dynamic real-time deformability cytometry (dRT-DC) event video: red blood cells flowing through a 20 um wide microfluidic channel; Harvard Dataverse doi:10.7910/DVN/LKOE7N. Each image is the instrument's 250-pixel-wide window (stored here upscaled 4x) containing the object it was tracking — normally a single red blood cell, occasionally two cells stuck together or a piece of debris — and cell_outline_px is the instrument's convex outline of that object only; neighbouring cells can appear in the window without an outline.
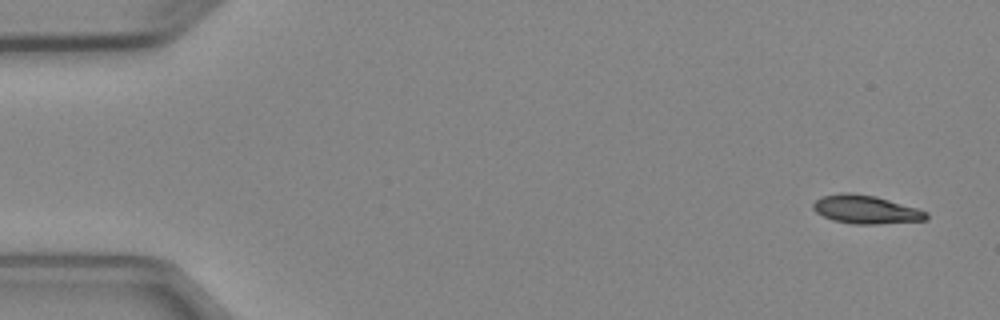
{"species": "Egyptian fruit bat (a non-hibernating species)", "species_latin": "Rousettus aegyptiacus", "temperature_condition": "cold", "stored_images_in_passage": 5, "camera_frame_rate_fps": 3000, "um_per_image_px": 0.085, "animal": {"sex": "female"}, "frame": {"image": 1, "passage_image": 1, "time_ms": 0.0, "image_size_px": [1000, 320], "cell_outline_px": [[928, 220], [876, 224], [852, 224], [832, 220], [816, 212], [812, 208], [812, 204], [816, 200], [824, 196], [876, 196], [916, 208], [928, 212]], "centroid_in_image_um": [73.67, 17.87], "position_along_channel_um": 11.3, "area_um2": 17.86}}
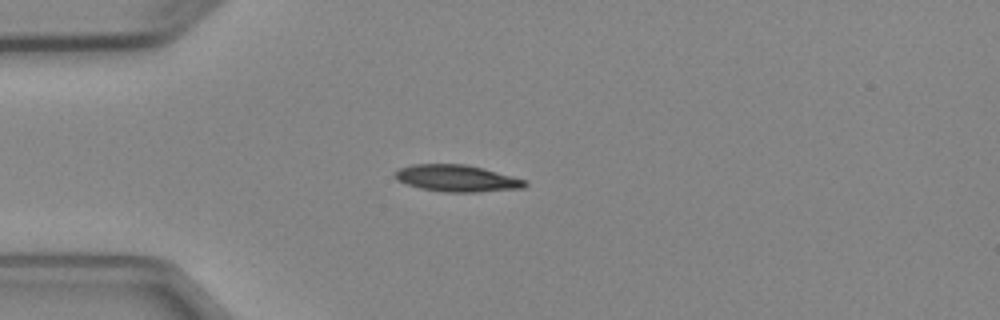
{"frame": {"image": 2, "passage_image": 4, "time_ms": 3.667, "image_size_px": [1000, 320], "cell_outline_px": [[528, 184], [524, 188], [476, 192], [444, 192], [420, 188], [396, 180], [392, 176], [400, 168], [412, 164], [464, 164], [528, 180]], "centroid_in_image_um": [38.83, 15.16], "position_along_channel_um": 46.2, "area_um2": 20.17}}